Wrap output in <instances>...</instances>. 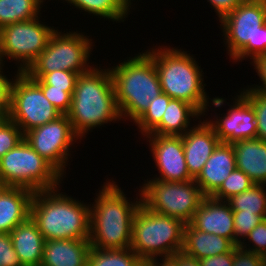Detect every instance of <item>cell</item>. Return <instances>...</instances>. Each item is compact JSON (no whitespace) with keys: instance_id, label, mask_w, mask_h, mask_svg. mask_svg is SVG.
<instances>
[{"instance_id":"1","label":"cell","mask_w":266,"mask_h":266,"mask_svg":"<svg viewBox=\"0 0 266 266\" xmlns=\"http://www.w3.org/2000/svg\"><path fill=\"white\" fill-rule=\"evenodd\" d=\"M108 179L90 204L89 242L98 249L131 248L132 223L142 203L141 192L138 188V195L130 200L117 182Z\"/></svg>"},{"instance_id":"2","label":"cell","mask_w":266,"mask_h":266,"mask_svg":"<svg viewBox=\"0 0 266 266\" xmlns=\"http://www.w3.org/2000/svg\"><path fill=\"white\" fill-rule=\"evenodd\" d=\"M67 116L81 140L95 128L102 129L112 121L122 120L109 68L102 69L100 64L99 67L95 64L79 74Z\"/></svg>"},{"instance_id":"3","label":"cell","mask_w":266,"mask_h":266,"mask_svg":"<svg viewBox=\"0 0 266 266\" xmlns=\"http://www.w3.org/2000/svg\"><path fill=\"white\" fill-rule=\"evenodd\" d=\"M61 189L60 186L34 192L30 206L31 219L45 241L90 239V204L63 193Z\"/></svg>"},{"instance_id":"4","label":"cell","mask_w":266,"mask_h":266,"mask_svg":"<svg viewBox=\"0 0 266 266\" xmlns=\"http://www.w3.org/2000/svg\"><path fill=\"white\" fill-rule=\"evenodd\" d=\"M182 50L163 44L154 47L153 44L145 51L154 61L162 92L172 99L190 103L205 116L212 99L205 89L203 68L193 54Z\"/></svg>"},{"instance_id":"5","label":"cell","mask_w":266,"mask_h":266,"mask_svg":"<svg viewBox=\"0 0 266 266\" xmlns=\"http://www.w3.org/2000/svg\"><path fill=\"white\" fill-rule=\"evenodd\" d=\"M126 58L109 70L122 121L134 123L162 88L154 61L145 50Z\"/></svg>"},{"instance_id":"6","label":"cell","mask_w":266,"mask_h":266,"mask_svg":"<svg viewBox=\"0 0 266 266\" xmlns=\"http://www.w3.org/2000/svg\"><path fill=\"white\" fill-rule=\"evenodd\" d=\"M219 23L231 62L266 54V0H244Z\"/></svg>"},{"instance_id":"7","label":"cell","mask_w":266,"mask_h":266,"mask_svg":"<svg viewBox=\"0 0 266 266\" xmlns=\"http://www.w3.org/2000/svg\"><path fill=\"white\" fill-rule=\"evenodd\" d=\"M184 226L181 220L155 213L141 203L133 218L131 249L146 263L173 256L182 252Z\"/></svg>"},{"instance_id":"8","label":"cell","mask_w":266,"mask_h":266,"mask_svg":"<svg viewBox=\"0 0 266 266\" xmlns=\"http://www.w3.org/2000/svg\"><path fill=\"white\" fill-rule=\"evenodd\" d=\"M62 177L23 139L0 158V184L33 192L60 187Z\"/></svg>"},{"instance_id":"9","label":"cell","mask_w":266,"mask_h":266,"mask_svg":"<svg viewBox=\"0 0 266 266\" xmlns=\"http://www.w3.org/2000/svg\"><path fill=\"white\" fill-rule=\"evenodd\" d=\"M66 30L62 32V29L59 31L57 27L47 47L24 73H50L63 70L82 74L94 66L90 65L92 62L89 61L95 43L91 35L87 36L84 31L82 33L77 29L69 32Z\"/></svg>"},{"instance_id":"10","label":"cell","mask_w":266,"mask_h":266,"mask_svg":"<svg viewBox=\"0 0 266 266\" xmlns=\"http://www.w3.org/2000/svg\"><path fill=\"white\" fill-rule=\"evenodd\" d=\"M149 178L139 186L142 204L155 213L189 224L205 197L195 180L178 182Z\"/></svg>"},{"instance_id":"11","label":"cell","mask_w":266,"mask_h":266,"mask_svg":"<svg viewBox=\"0 0 266 266\" xmlns=\"http://www.w3.org/2000/svg\"><path fill=\"white\" fill-rule=\"evenodd\" d=\"M41 18L0 28V55L4 64L5 59L16 61L17 71L24 72L43 52L56 27L45 24V19L42 22Z\"/></svg>"},{"instance_id":"12","label":"cell","mask_w":266,"mask_h":266,"mask_svg":"<svg viewBox=\"0 0 266 266\" xmlns=\"http://www.w3.org/2000/svg\"><path fill=\"white\" fill-rule=\"evenodd\" d=\"M15 73L10 89L8 117L19 126L23 134L62 115L32 79L24 72Z\"/></svg>"},{"instance_id":"13","label":"cell","mask_w":266,"mask_h":266,"mask_svg":"<svg viewBox=\"0 0 266 266\" xmlns=\"http://www.w3.org/2000/svg\"><path fill=\"white\" fill-rule=\"evenodd\" d=\"M24 139L65 179L66 166L73 156L71 152H74L72 147L81 142L67 115L26 132Z\"/></svg>"},{"instance_id":"14","label":"cell","mask_w":266,"mask_h":266,"mask_svg":"<svg viewBox=\"0 0 266 266\" xmlns=\"http://www.w3.org/2000/svg\"><path fill=\"white\" fill-rule=\"evenodd\" d=\"M232 98L234 99H231L233 102L230 104L222 96L213 97L205 115L209 114L213 105L211 111H214L215 115L208 116L205 120L213 127L220 142L232 144L239 140L257 138L256 112L252 104L240 92ZM226 103L229 106L226 113L215 112L216 108L221 110L219 107L225 106Z\"/></svg>"},{"instance_id":"15","label":"cell","mask_w":266,"mask_h":266,"mask_svg":"<svg viewBox=\"0 0 266 266\" xmlns=\"http://www.w3.org/2000/svg\"><path fill=\"white\" fill-rule=\"evenodd\" d=\"M151 149L150 156L153 157L155 167L158 169V176L152 177L159 181H191L185 161V154L182 143V136H162L147 134L144 136Z\"/></svg>"},{"instance_id":"16","label":"cell","mask_w":266,"mask_h":266,"mask_svg":"<svg viewBox=\"0 0 266 266\" xmlns=\"http://www.w3.org/2000/svg\"><path fill=\"white\" fill-rule=\"evenodd\" d=\"M203 117L182 135V143L190 176L195 179L214 149L220 143L213 127Z\"/></svg>"},{"instance_id":"17","label":"cell","mask_w":266,"mask_h":266,"mask_svg":"<svg viewBox=\"0 0 266 266\" xmlns=\"http://www.w3.org/2000/svg\"><path fill=\"white\" fill-rule=\"evenodd\" d=\"M190 224L199 231L228 238L235 244L233 211L227 201L204 197Z\"/></svg>"},{"instance_id":"18","label":"cell","mask_w":266,"mask_h":266,"mask_svg":"<svg viewBox=\"0 0 266 266\" xmlns=\"http://www.w3.org/2000/svg\"><path fill=\"white\" fill-rule=\"evenodd\" d=\"M236 168L233 145L220 142L194 180L202 194L211 197Z\"/></svg>"},{"instance_id":"19","label":"cell","mask_w":266,"mask_h":266,"mask_svg":"<svg viewBox=\"0 0 266 266\" xmlns=\"http://www.w3.org/2000/svg\"><path fill=\"white\" fill-rule=\"evenodd\" d=\"M34 192L22 187H0V233H10L30 217Z\"/></svg>"},{"instance_id":"20","label":"cell","mask_w":266,"mask_h":266,"mask_svg":"<svg viewBox=\"0 0 266 266\" xmlns=\"http://www.w3.org/2000/svg\"><path fill=\"white\" fill-rule=\"evenodd\" d=\"M89 239H57L44 242L41 266H87Z\"/></svg>"},{"instance_id":"21","label":"cell","mask_w":266,"mask_h":266,"mask_svg":"<svg viewBox=\"0 0 266 266\" xmlns=\"http://www.w3.org/2000/svg\"><path fill=\"white\" fill-rule=\"evenodd\" d=\"M237 169L242 170L254 184L266 185V142L258 138L232 143Z\"/></svg>"},{"instance_id":"22","label":"cell","mask_w":266,"mask_h":266,"mask_svg":"<svg viewBox=\"0 0 266 266\" xmlns=\"http://www.w3.org/2000/svg\"><path fill=\"white\" fill-rule=\"evenodd\" d=\"M15 252L23 266H41L45 239L29 217L10 233Z\"/></svg>"},{"instance_id":"23","label":"cell","mask_w":266,"mask_h":266,"mask_svg":"<svg viewBox=\"0 0 266 266\" xmlns=\"http://www.w3.org/2000/svg\"><path fill=\"white\" fill-rule=\"evenodd\" d=\"M236 245L228 238L195 229L190 223L184 226L182 252L195 259L230 252Z\"/></svg>"},{"instance_id":"24","label":"cell","mask_w":266,"mask_h":266,"mask_svg":"<svg viewBox=\"0 0 266 266\" xmlns=\"http://www.w3.org/2000/svg\"><path fill=\"white\" fill-rule=\"evenodd\" d=\"M201 117L204 116L190 103L180 99H171L164 111L161 123L150 134L182 136L196 124H192L191 121L197 120L198 122Z\"/></svg>"},{"instance_id":"25","label":"cell","mask_w":266,"mask_h":266,"mask_svg":"<svg viewBox=\"0 0 266 266\" xmlns=\"http://www.w3.org/2000/svg\"><path fill=\"white\" fill-rule=\"evenodd\" d=\"M67 2L70 6H74L84 15H94L98 18L108 19L116 23L126 21L130 15L132 8H130L124 0H62ZM131 9V11H130Z\"/></svg>"},{"instance_id":"26","label":"cell","mask_w":266,"mask_h":266,"mask_svg":"<svg viewBox=\"0 0 266 266\" xmlns=\"http://www.w3.org/2000/svg\"><path fill=\"white\" fill-rule=\"evenodd\" d=\"M46 0H0V28L41 16Z\"/></svg>"},{"instance_id":"27","label":"cell","mask_w":266,"mask_h":266,"mask_svg":"<svg viewBox=\"0 0 266 266\" xmlns=\"http://www.w3.org/2000/svg\"><path fill=\"white\" fill-rule=\"evenodd\" d=\"M87 266H146V262L131 248L98 249L91 247Z\"/></svg>"},{"instance_id":"28","label":"cell","mask_w":266,"mask_h":266,"mask_svg":"<svg viewBox=\"0 0 266 266\" xmlns=\"http://www.w3.org/2000/svg\"><path fill=\"white\" fill-rule=\"evenodd\" d=\"M266 185L254 184L244 192L227 200L232 211L266 215Z\"/></svg>"},{"instance_id":"29","label":"cell","mask_w":266,"mask_h":266,"mask_svg":"<svg viewBox=\"0 0 266 266\" xmlns=\"http://www.w3.org/2000/svg\"><path fill=\"white\" fill-rule=\"evenodd\" d=\"M170 98L166 93H161L154 98L148 105L145 112L133 123L141 133V136L150 134L162 121Z\"/></svg>"},{"instance_id":"30","label":"cell","mask_w":266,"mask_h":266,"mask_svg":"<svg viewBox=\"0 0 266 266\" xmlns=\"http://www.w3.org/2000/svg\"><path fill=\"white\" fill-rule=\"evenodd\" d=\"M37 85H51L53 88L74 92L78 73L72 71H53L50 73H25Z\"/></svg>"},{"instance_id":"31","label":"cell","mask_w":266,"mask_h":266,"mask_svg":"<svg viewBox=\"0 0 266 266\" xmlns=\"http://www.w3.org/2000/svg\"><path fill=\"white\" fill-rule=\"evenodd\" d=\"M254 185L253 181L239 169H235L225 179L220 188L211 196L214 199L227 201Z\"/></svg>"},{"instance_id":"32","label":"cell","mask_w":266,"mask_h":266,"mask_svg":"<svg viewBox=\"0 0 266 266\" xmlns=\"http://www.w3.org/2000/svg\"><path fill=\"white\" fill-rule=\"evenodd\" d=\"M24 139L19 126L8 116L0 120V158L15 148Z\"/></svg>"},{"instance_id":"33","label":"cell","mask_w":266,"mask_h":266,"mask_svg":"<svg viewBox=\"0 0 266 266\" xmlns=\"http://www.w3.org/2000/svg\"><path fill=\"white\" fill-rule=\"evenodd\" d=\"M239 92L252 104L256 112L257 138L266 142V95L241 88Z\"/></svg>"},{"instance_id":"34","label":"cell","mask_w":266,"mask_h":266,"mask_svg":"<svg viewBox=\"0 0 266 266\" xmlns=\"http://www.w3.org/2000/svg\"><path fill=\"white\" fill-rule=\"evenodd\" d=\"M235 245L239 246L249 232L253 230L259 223L266 219V215H258L242 211H233Z\"/></svg>"},{"instance_id":"35","label":"cell","mask_w":266,"mask_h":266,"mask_svg":"<svg viewBox=\"0 0 266 266\" xmlns=\"http://www.w3.org/2000/svg\"><path fill=\"white\" fill-rule=\"evenodd\" d=\"M239 246L245 250L257 253L265 257L266 256V219H264L253 230H251L248 236Z\"/></svg>"},{"instance_id":"36","label":"cell","mask_w":266,"mask_h":266,"mask_svg":"<svg viewBox=\"0 0 266 266\" xmlns=\"http://www.w3.org/2000/svg\"><path fill=\"white\" fill-rule=\"evenodd\" d=\"M44 96L62 115H67L71 107L73 92H66L63 89L53 88L51 85H38Z\"/></svg>"},{"instance_id":"37","label":"cell","mask_w":266,"mask_h":266,"mask_svg":"<svg viewBox=\"0 0 266 266\" xmlns=\"http://www.w3.org/2000/svg\"><path fill=\"white\" fill-rule=\"evenodd\" d=\"M0 266H23L8 233H0Z\"/></svg>"},{"instance_id":"38","label":"cell","mask_w":266,"mask_h":266,"mask_svg":"<svg viewBox=\"0 0 266 266\" xmlns=\"http://www.w3.org/2000/svg\"><path fill=\"white\" fill-rule=\"evenodd\" d=\"M264 263V256L245 250L240 246L234 247L233 266H262Z\"/></svg>"},{"instance_id":"39","label":"cell","mask_w":266,"mask_h":266,"mask_svg":"<svg viewBox=\"0 0 266 266\" xmlns=\"http://www.w3.org/2000/svg\"><path fill=\"white\" fill-rule=\"evenodd\" d=\"M250 64L254 66L253 70L255 69V75L259 76L260 81L259 84L247 85L245 88L266 95V54L254 58Z\"/></svg>"},{"instance_id":"40","label":"cell","mask_w":266,"mask_h":266,"mask_svg":"<svg viewBox=\"0 0 266 266\" xmlns=\"http://www.w3.org/2000/svg\"><path fill=\"white\" fill-rule=\"evenodd\" d=\"M3 69L0 70V112L4 116H8L9 113V108H10V89H11V84L13 81V78L10 75L6 76L5 72Z\"/></svg>"},{"instance_id":"41","label":"cell","mask_w":266,"mask_h":266,"mask_svg":"<svg viewBox=\"0 0 266 266\" xmlns=\"http://www.w3.org/2000/svg\"><path fill=\"white\" fill-rule=\"evenodd\" d=\"M244 0H207L211 8L215 10L218 20L220 21L224 16L238 7Z\"/></svg>"},{"instance_id":"42","label":"cell","mask_w":266,"mask_h":266,"mask_svg":"<svg viewBox=\"0 0 266 266\" xmlns=\"http://www.w3.org/2000/svg\"><path fill=\"white\" fill-rule=\"evenodd\" d=\"M234 248L227 253L209 256L199 260L201 266H233Z\"/></svg>"},{"instance_id":"43","label":"cell","mask_w":266,"mask_h":266,"mask_svg":"<svg viewBox=\"0 0 266 266\" xmlns=\"http://www.w3.org/2000/svg\"><path fill=\"white\" fill-rule=\"evenodd\" d=\"M146 266H179V263L173 256H167L151 259Z\"/></svg>"},{"instance_id":"44","label":"cell","mask_w":266,"mask_h":266,"mask_svg":"<svg viewBox=\"0 0 266 266\" xmlns=\"http://www.w3.org/2000/svg\"><path fill=\"white\" fill-rule=\"evenodd\" d=\"M173 257L178 261L179 266H201L198 259L187 256L183 252L176 253Z\"/></svg>"},{"instance_id":"45","label":"cell","mask_w":266,"mask_h":266,"mask_svg":"<svg viewBox=\"0 0 266 266\" xmlns=\"http://www.w3.org/2000/svg\"><path fill=\"white\" fill-rule=\"evenodd\" d=\"M125 1V3L130 7V8H133V7H135V6H133L132 4H133V2L132 1H134L135 2V0H124ZM138 1V0H137ZM132 6V7H131Z\"/></svg>"},{"instance_id":"46","label":"cell","mask_w":266,"mask_h":266,"mask_svg":"<svg viewBox=\"0 0 266 266\" xmlns=\"http://www.w3.org/2000/svg\"><path fill=\"white\" fill-rule=\"evenodd\" d=\"M3 67H5V66H4V63H3L1 55H0V70L3 69Z\"/></svg>"},{"instance_id":"47","label":"cell","mask_w":266,"mask_h":266,"mask_svg":"<svg viewBox=\"0 0 266 266\" xmlns=\"http://www.w3.org/2000/svg\"><path fill=\"white\" fill-rule=\"evenodd\" d=\"M4 117V115L0 112V120Z\"/></svg>"}]
</instances>
